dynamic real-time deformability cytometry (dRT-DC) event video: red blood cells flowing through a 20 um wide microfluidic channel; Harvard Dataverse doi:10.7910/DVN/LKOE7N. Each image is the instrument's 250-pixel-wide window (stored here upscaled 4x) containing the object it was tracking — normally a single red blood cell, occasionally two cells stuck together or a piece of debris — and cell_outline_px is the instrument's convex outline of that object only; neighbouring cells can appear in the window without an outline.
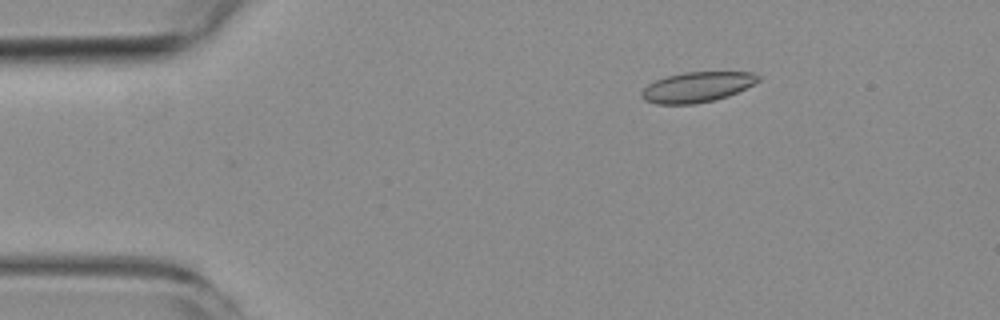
{"species": "common noctule bat (a hibernating species)", "species_latin": "Nyctalus noctula", "temperature_condition": "room temperature", "stored_images_in_passage": 2, "camera_frame_rate_fps": 3000, "um_per_image_px": 0.085, "animal": {"sex": "female", "body_mass_g": 19.3, "forearm_length_mm": 54.1}, "frame": {"image": 1, "passage_image": 2, "time_ms": 2.333, "image_size_px": [1000, 320], "cell_outline_px": [[760, 80], [728, 96], [712, 100], [692, 104], [656, 104], [644, 100], [640, 96], [640, 92], [648, 84], [656, 80], [668, 76], [684, 72], [752, 72], [760, 76]], "centroid_in_image_um": [59.21, 7.4], "position_along_channel_um": 25.8, "area_um2": 20.35}}